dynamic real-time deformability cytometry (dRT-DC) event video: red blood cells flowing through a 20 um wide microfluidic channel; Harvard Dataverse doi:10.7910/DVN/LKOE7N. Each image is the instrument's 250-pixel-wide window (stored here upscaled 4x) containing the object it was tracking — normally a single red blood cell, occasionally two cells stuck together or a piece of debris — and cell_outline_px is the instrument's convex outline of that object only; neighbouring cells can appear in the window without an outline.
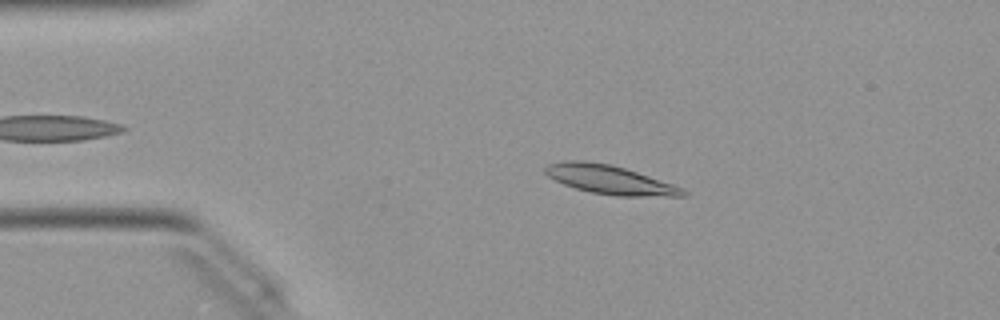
{"species": "Egyptian fruit bat (a non-hibernating species)", "species_latin": "Rousettus aegyptiacus", "temperature_condition": "warm", "stored_images_in_passage": 44, "camera_frame_rate_fps": 3000, "um_per_image_px": 0.085, "animal": {"sex": "female"}, "frame": {"image": 1, "passage_image": 9, "time_ms": 2.667, "image_size_px": [1000, 320], "cell_outline_px": [[688, 196], [616, 196], [592, 192], [576, 188], [564, 184], [548, 176], [544, 172], [544, 168], [548, 164], [568, 160], [580, 160], [608, 164], [624, 168], [684, 188], [688, 192]], "centroid_in_image_um": [51.84, 15.28], "position_along_channel_um": 33.2, "area_um2": 22.83}}
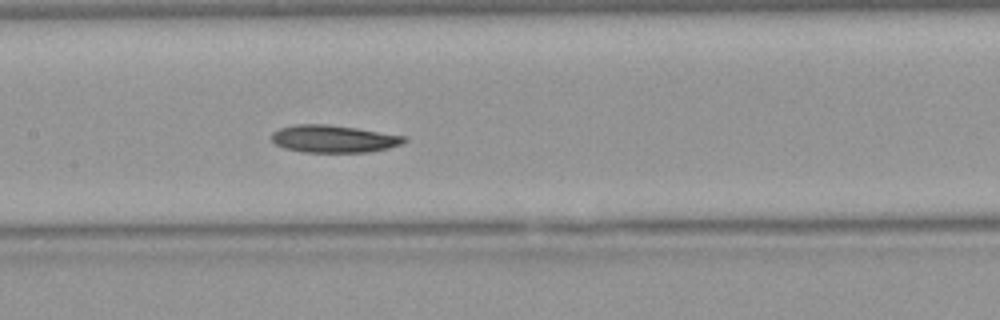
{"frame": {"image": 2, "passage_image": 23, "time_ms": 7.333, "image_size_px": [1000, 320], "cell_outline_px": [[408, 140], [404, 144], [372, 152], [300, 152], [284, 148], [276, 144], [272, 140], [272, 132], [280, 128], [296, 124], [328, 124], [356, 128], [408, 136]], "centroid_in_image_um": [28.41, 11.8], "position_along_channel_um": 179.0, "area_um2": 21.44}}
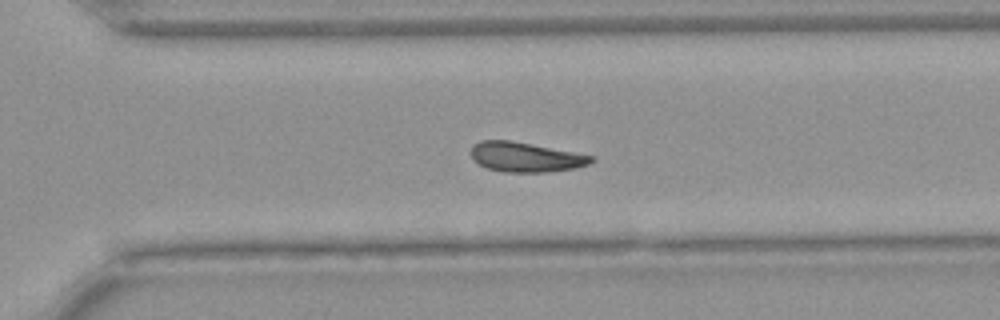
{"frame": {"image": 3, "passage_image": 34, "time_ms": 11.0, "image_size_px": [1000, 320], "cell_outline_px": [[592, 160], [588, 164], [576, 168], [548, 172], [504, 172], [488, 168], [476, 164], [472, 160], [472, 144], [480, 140], [512, 140], [592, 156]], "centroid_in_image_um": [44.59, 13.35], "position_along_channel_um": 326.0, "area_um2": 20.75}, "authors_computed_cell_mechanics": {"area_um2": 21.2704, "velocity_mm_per_s": 4.0249, "shape_relaxation_time_tau1_ms": 5.3219, "shape_relaxation_time_tau2_ms": null, "deformation_change_tau1": 0.1396, "deformation_change_tau2": null}}